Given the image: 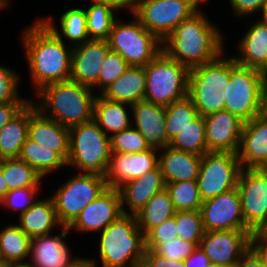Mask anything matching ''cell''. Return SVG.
<instances>
[{
  "label": "cell",
  "instance_id": "1",
  "mask_svg": "<svg viewBox=\"0 0 267 267\" xmlns=\"http://www.w3.org/2000/svg\"><path fill=\"white\" fill-rule=\"evenodd\" d=\"M21 34L35 93L46 85L70 80L73 46H66L40 18Z\"/></svg>",
  "mask_w": 267,
  "mask_h": 267
},
{
  "label": "cell",
  "instance_id": "2",
  "mask_svg": "<svg viewBox=\"0 0 267 267\" xmlns=\"http://www.w3.org/2000/svg\"><path fill=\"white\" fill-rule=\"evenodd\" d=\"M198 9L162 41V51L189 70L217 59L224 53V35Z\"/></svg>",
  "mask_w": 267,
  "mask_h": 267
},
{
  "label": "cell",
  "instance_id": "3",
  "mask_svg": "<svg viewBox=\"0 0 267 267\" xmlns=\"http://www.w3.org/2000/svg\"><path fill=\"white\" fill-rule=\"evenodd\" d=\"M94 92L73 80L61 81L39 90L35 95L40 100L34 103L44 116L71 128L93 120Z\"/></svg>",
  "mask_w": 267,
  "mask_h": 267
},
{
  "label": "cell",
  "instance_id": "4",
  "mask_svg": "<svg viewBox=\"0 0 267 267\" xmlns=\"http://www.w3.org/2000/svg\"><path fill=\"white\" fill-rule=\"evenodd\" d=\"M98 244L102 267H141L145 234L135 215L123 214L100 232Z\"/></svg>",
  "mask_w": 267,
  "mask_h": 267
},
{
  "label": "cell",
  "instance_id": "5",
  "mask_svg": "<svg viewBox=\"0 0 267 267\" xmlns=\"http://www.w3.org/2000/svg\"><path fill=\"white\" fill-rule=\"evenodd\" d=\"M202 66L190 69L188 78V97L199 115L224 110L227 85L231 75V56L223 57Z\"/></svg>",
  "mask_w": 267,
  "mask_h": 267
},
{
  "label": "cell",
  "instance_id": "6",
  "mask_svg": "<svg viewBox=\"0 0 267 267\" xmlns=\"http://www.w3.org/2000/svg\"><path fill=\"white\" fill-rule=\"evenodd\" d=\"M111 153L110 137L94 120L69 128L68 167L105 176Z\"/></svg>",
  "mask_w": 267,
  "mask_h": 267
},
{
  "label": "cell",
  "instance_id": "7",
  "mask_svg": "<svg viewBox=\"0 0 267 267\" xmlns=\"http://www.w3.org/2000/svg\"><path fill=\"white\" fill-rule=\"evenodd\" d=\"M144 101L168 106L188 96L189 69L161 51L144 66Z\"/></svg>",
  "mask_w": 267,
  "mask_h": 267
},
{
  "label": "cell",
  "instance_id": "8",
  "mask_svg": "<svg viewBox=\"0 0 267 267\" xmlns=\"http://www.w3.org/2000/svg\"><path fill=\"white\" fill-rule=\"evenodd\" d=\"M130 14L133 20L128 23L116 19L107 41L129 66L144 67L162 51V42Z\"/></svg>",
  "mask_w": 267,
  "mask_h": 267
},
{
  "label": "cell",
  "instance_id": "9",
  "mask_svg": "<svg viewBox=\"0 0 267 267\" xmlns=\"http://www.w3.org/2000/svg\"><path fill=\"white\" fill-rule=\"evenodd\" d=\"M265 73L236 63L231 56V75L224 110L244 123L259 116Z\"/></svg>",
  "mask_w": 267,
  "mask_h": 267
},
{
  "label": "cell",
  "instance_id": "10",
  "mask_svg": "<svg viewBox=\"0 0 267 267\" xmlns=\"http://www.w3.org/2000/svg\"><path fill=\"white\" fill-rule=\"evenodd\" d=\"M209 0H140L130 10L161 42Z\"/></svg>",
  "mask_w": 267,
  "mask_h": 267
},
{
  "label": "cell",
  "instance_id": "11",
  "mask_svg": "<svg viewBox=\"0 0 267 267\" xmlns=\"http://www.w3.org/2000/svg\"><path fill=\"white\" fill-rule=\"evenodd\" d=\"M106 177L81 173L62 183L50 196L62 227H69L91 201L107 189Z\"/></svg>",
  "mask_w": 267,
  "mask_h": 267
},
{
  "label": "cell",
  "instance_id": "12",
  "mask_svg": "<svg viewBox=\"0 0 267 267\" xmlns=\"http://www.w3.org/2000/svg\"><path fill=\"white\" fill-rule=\"evenodd\" d=\"M241 170L242 167L236 153H205L202 156L197 178L202 201L236 188Z\"/></svg>",
  "mask_w": 267,
  "mask_h": 267
},
{
  "label": "cell",
  "instance_id": "13",
  "mask_svg": "<svg viewBox=\"0 0 267 267\" xmlns=\"http://www.w3.org/2000/svg\"><path fill=\"white\" fill-rule=\"evenodd\" d=\"M237 190L245 225L252 232L267 227V169L242 168Z\"/></svg>",
  "mask_w": 267,
  "mask_h": 267
},
{
  "label": "cell",
  "instance_id": "14",
  "mask_svg": "<svg viewBox=\"0 0 267 267\" xmlns=\"http://www.w3.org/2000/svg\"><path fill=\"white\" fill-rule=\"evenodd\" d=\"M251 230L205 231L199 247L210 263L234 267L250 248Z\"/></svg>",
  "mask_w": 267,
  "mask_h": 267
},
{
  "label": "cell",
  "instance_id": "15",
  "mask_svg": "<svg viewBox=\"0 0 267 267\" xmlns=\"http://www.w3.org/2000/svg\"><path fill=\"white\" fill-rule=\"evenodd\" d=\"M199 211L205 231L250 230L245 225L237 187L204 201Z\"/></svg>",
  "mask_w": 267,
  "mask_h": 267
},
{
  "label": "cell",
  "instance_id": "16",
  "mask_svg": "<svg viewBox=\"0 0 267 267\" xmlns=\"http://www.w3.org/2000/svg\"><path fill=\"white\" fill-rule=\"evenodd\" d=\"M121 215L123 211L119 189L108 187L83 208L68 229L75 232L99 231L100 233Z\"/></svg>",
  "mask_w": 267,
  "mask_h": 267
},
{
  "label": "cell",
  "instance_id": "17",
  "mask_svg": "<svg viewBox=\"0 0 267 267\" xmlns=\"http://www.w3.org/2000/svg\"><path fill=\"white\" fill-rule=\"evenodd\" d=\"M207 152L238 153L244 122L229 111L204 116Z\"/></svg>",
  "mask_w": 267,
  "mask_h": 267
},
{
  "label": "cell",
  "instance_id": "18",
  "mask_svg": "<svg viewBox=\"0 0 267 267\" xmlns=\"http://www.w3.org/2000/svg\"><path fill=\"white\" fill-rule=\"evenodd\" d=\"M157 152L159 150L155 148L132 154L112 152L105 175L107 187L118 189L125 182L137 179L147 171L155 169L159 162Z\"/></svg>",
  "mask_w": 267,
  "mask_h": 267
},
{
  "label": "cell",
  "instance_id": "19",
  "mask_svg": "<svg viewBox=\"0 0 267 267\" xmlns=\"http://www.w3.org/2000/svg\"><path fill=\"white\" fill-rule=\"evenodd\" d=\"M109 51L107 40H89L73 47L70 80L92 88Z\"/></svg>",
  "mask_w": 267,
  "mask_h": 267
},
{
  "label": "cell",
  "instance_id": "20",
  "mask_svg": "<svg viewBox=\"0 0 267 267\" xmlns=\"http://www.w3.org/2000/svg\"><path fill=\"white\" fill-rule=\"evenodd\" d=\"M30 100L28 138L57 152L66 162L69 157V128L44 116Z\"/></svg>",
  "mask_w": 267,
  "mask_h": 267
},
{
  "label": "cell",
  "instance_id": "21",
  "mask_svg": "<svg viewBox=\"0 0 267 267\" xmlns=\"http://www.w3.org/2000/svg\"><path fill=\"white\" fill-rule=\"evenodd\" d=\"M132 126L145 138L150 148L162 149L170 145L165 129V106L140 101L129 106Z\"/></svg>",
  "mask_w": 267,
  "mask_h": 267
},
{
  "label": "cell",
  "instance_id": "22",
  "mask_svg": "<svg viewBox=\"0 0 267 267\" xmlns=\"http://www.w3.org/2000/svg\"><path fill=\"white\" fill-rule=\"evenodd\" d=\"M68 231V227H62L58 235L48 234L31 238V259L28 263L34 267H67L76 258L71 255L64 240L69 234Z\"/></svg>",
  "mask_w": 267,
  "mask_h": 267
},
{
  "label": "cell",
  "instance_id": "23",
  "mask_svg": "<svg viewBox=\"0 0 267 267\" xmlns=\"http://www.w3.org/2000/svg\"><path fill=\"white\" fill-rule=\"evenodd\" d=\"M237 155L242 168L267 167V121L257 116L244 123Z\"/></svg>",
  "mask_w": 267,
  "mask_h": 267
},
{
  "label": "cell",
  "instance_id": "24",
  "mask_svg": "<svg viewBox=\"0 0 267 267\" xmlns=\"http://www.w3.org/2000/svg\"><path fill=\"white\" fill-rule=\"evenodd\" d=\"M165 188L160 166L147 171L137 179L129 180L120 186L123 214L135 215L155 194ZM130 212L125 209V205Z\"/></svg>",
  "mask_w": 267,
  "mask_h": 267
},
{
  "label": "cell",
  "instance_id": "25",
  "mask_svg": "<svg viewBox=\"0 0 267 267\" xmlns=\"http://www.w3.org/2000/svg\"><path fill=\"white\" fill-rule=\"evenodd\" d=\"M251 23V24H250ZM249 30L238 43V55H232L236 63L249 68L267 72V27L257 19L249 20ZM240 52V53H239Z\"/></svg>",
  "mask_w": 267,
  "mask_h": 267
},
{
  "label": "cell",
  "instance_id": "26",
  "mask_svg": "<svg viewBox=\"0 0 267 267\" xmlns=\"http://www.w3.org/2000/svg\"><path fill=\"white\" fill-rule=\"evenodd\" d=\"M161 152V153H160ZM202 156L166 146L159 150L158 165L165 183L197 180Z\"/></svg>",
  "mask_w": 267,
  "mask_h": 267
},
{
  "label": "cell",
  "instance_id": "27",
  "mask_svg": "<svg viewBox=\"0 0 267 267\" xmlns=\"http://www.w3.org/2000/svg\"><path fill=\"white\" fill-rule=\"evenodd\" d=\"M100 95L110 101L135 104L144 101L145 71L143 66H129L113 83L107 86Z\"/></svg>",
  "mask_w": 267,
  "mask_h": 267
},
{
  "label": "cell",
  "instance_id": "28",
  "mask_svg": "<svg viewBox=\"0 0 267 267\" xmlns=\"http://www.w3.org/2000/svg\"><path fill=\"white\" fill-rule=\"evenodd\" d=\"M17 225L30 237L48 235L60 224L54 202L51 197L38 199L36 202L19 217Z\"/></svg>",
  "mask_w": 267,
  "mask_h": 267
},
{
  "label": "cell",
  "instance_id": "29",
  "mask_svg": "<svg viewBox=\"0 0 267 267\" xmlns=\"http://www.w3.org/2000/svg\"><path fill=\"white\" fill-rule=\"evenodd\" d=\"M128 106L131 105L107 100L99 94L94 101L93 120L107 136L112 137L132 126Z\"/></svg>",
  "mask_w": 267,
  "mask_h": 267
},
{
  "label": "cell",
  "instance_id": "30",
  "mask_svg": "<svg viewBox=\"0 0 267 267\" xmlns=\"http://www.w3.org/2000/svg\"><path fill=\"white\" fill-rule=\"evenodd\" d=\"M30 101L0 129V160L19 158L28 138Z\"/></svg>",
  "mask_w": 267,
  "mask_h": 267
},
{
  "label": "cell",
  "instance_id": "31",
  "mask_svg": "<svg viewBox=\"0 0 267 267\" xmlns=\"http://www.w3.org/2000/svg\"><path fill=\"white\" fill-rule=\"evenodd\" d=\"M61 40L68 39L73 47L90 40L87 32L86 11L83 8H70L59 19L60 30L52 17L40 18ZM73 43V44H72Z\"/></svg>",
  "mask_w": 267,
  "mask_h": 267
},
{
  "label": "cell",
  "instance_id": "32",
  "mask_svg": "<svg viewBox=\"0 0 267 267\" xmlns=\"http://www.w3.org/2000/svg\"><path fill=\"white\" fill-rule=\"evenodd\" d=\"M176 210L169 193L164 188L155 194L136 214L139 229L146 234L150 229L173 217Z\"/></svg>",
  "mask_w": 267,
  "mask_h": 267
},
{
  "label": "cell",
  "instance_id": "33",
  "mask_svg": "<svg viewBox=\"0 0 267 267\" xmlns=\"http://www.w3.org/2000/svg\"><path fill=\"white\" fill-rule=\"evenodd\" d=\"M31 238L17 225H7L0 230V259L5 262L27 263Z\"/></svg>",
  "mask_w": 267,
  "mask_h": 267
},
{
  "label": "cell",
  "instance_id": "34",
  "mask_svg": "<svg viewBox=\"0 0 267 267\" xmlns=\"http://www.w3.org/2000/svg\"><path fill=\"white\" fill-rule=\"evenodd\" d=\"M19 159L28 163L43 178L67 167V162L57 153L27 138L22 146Z\"/></svg>",
  "mask_w": 267,
  "mask_h": 267
},
{
  "label": "cell",
  "instance_id": "35",
  "mask_svg": "<svg viewBox=\"0 0 267 267\" xmlns=\"http://www.w3.org/2000/svg\"><path fill=\"white\" fill-rule=\"evenodd\" d=\"M85 11L90 40H108L119 9L105 3H90Z\"/></svg>",
  "mask_w": 267,
  "mask_h": 267
},
{
  "label": "cell",
  "instance_id": "36",
  "mask_svg": "<svg viewBox=\"0 0 267 267\" xmlns=\"http://www.w3.org/2000/svg\"><path fill=\"white\" fill-rule=\"evenodd\" d=\"M0 169L8 190L24 187H41L44 179L33 167L19 158L1 159Z\"/></svg>",
  "mask_w": 267,
  "mask_h": 267
},
{
  "label": "cell",
  "instance_id": "37",
  "mask_svg": "<svg viewBox=\"0 0 267 267\" xmlns=\"http://www.w3.org/2000/svg\"><path fill=\"white\" fill-rule=\"evenodd\" d=\"M165 109V129L169 141L199 116L198 111L188 96L165 106Z\"/></svg>",
  "mask_w": 267,
  "mask_h": 267
},
{
  "label": "cell",
  "instance_id": "38",
  "mask_svg": "<svg viewBox=\"0 0 267 267\" xmlns=\"http://www.w3.org/2000/svg\"><path fill=\"white\" fill-rule=\"evenodd\" d=\"M171 148L203 156L207 153L205 140V121L199 115L190 125L177 134L171 141Z\"/></svg>",
  "mask_w": 267,
  "mask_h": 267
},
{
  "label": "cell",
  "instance_id": "39",
  "mask_svg": "<svg viewBox=\"0 0 267 267\" xmlns=\"http://www.w3.org/2000/svg\"><path fill=\"white\" fill-rule=\"evenodd\" d=\"M165 188L176 211L200 210L203 201L197 180L165 183Z\"/></svg>",
  "mask_w": 267,
  "mask_h": 267
},
{
  "label": "cell",
  "instance_id": "40",
  "mask_svg": "<svg viewBox=\"0 0 267 267\" xmlns=\"http://www.w3.org/2000/svg\"><path fill=\"white\" fill-rule=\"evenodd\" d=\"M175 220L178 238L192 242L198 247L205 233L200 211H176Z\"/></svg>",
  "mask_w": 267,
  "mask_h": 267
},
{
  "label": "cell",
  "instance_id": "41",
  "mask_svg": "<svg viewBox=\"0 0 267 267\" xmlns=\"http://www.w3.org/2000/svg\"><path fill=\"white\" fill-rule=\"evenodd\" d=\"M110 139L112 152L132 154L150 149L143 135L133 126L114 134Z\"/></svg>",
  "mask_w": 267,
  "mask_h": 267
},
{
  "label": "cell",
  "instance_id": "42",
  "mask_svg": "<svg viewBox=\"0 0 267 267\" xmlns=\"http://www.w3.org/2000/svg\"><path fill=\"white\" fill-rule=\"evenodd\" d=\"M128 67L129 65L121 55L110 50L102 63L98 82L92 87V89L98 88L100 90V94L107 86L116 81Z\"/></svg>",
  "mask_w": 267,
  "mask_h": 267
},
{
  "label": "cell",
  "instance_id": "43",
  "mask_svg": "<svg viewBox=\"0 0 267 267\" xmlns=\"http://www.w3.org/2000/svg\"><path fill=\"white\" fill-rule=\"evenodd\" d=\"M38 187H24L9 190L5 197L0 201V206L18 211L19 216L26 212L37 200Z\"/></svg>",
  "mask_w": 267,
  "mask_h": 267
},
{
  "label": "cell",
  "instance_id": "44",
  "mask_svg": "<svg viewBox=\"0 0 267 267\" xmlns=\"http://www.w3.org/2000/svg\"><path fill=\"white\" fill-rule=\"evenodd\" d=\"M21 76L18 71L0 64V103L29 102V99L21 98L19 92Z\"/></svg>",
  "mask_w": 267,
  "mask_h": 267
},
{
  "label": "cell",
  "instance_id": "45",
  "mask_svg": "<svg viewBox=\"0 0 267 267\" xmlns=\"http://www.w3.org/2000/svg\"><path fill=\"white\" fill-rule=\"evenodd\" d=\"M196 248L194 243L177 237L171 241L159 243L152 251L166 259L184 261Z\"/></svg>",
  "mask_w": 267,
  "mask_h": 267
},
{
  "label": "cell",
  "instance_id": "46",
  "mask_svg": "<svg viewBox=\"0 0 267 267\" xmlns=\"http://www.w3.org/2000/svg\"><path fill=\"white\" fill-rule=\"evenodd\" d=\"M175 215L145 234L146 249L153 250L159 243L177 238Z\"/></svg>",
  "mask_w": 267,
  "mask_h": 267
},
{
  "label": "cell",
  "instance_id": "47",
  "mask_svg": "<svg viewBox=\"0 0 267 267\" xmlns=\"http://www.w3.org/2000/svg\"><path fill=\"white\" fill-rule=\"evenodd\" d=\"M230 6L238 18L254 16V13H260L267 0H229Z\"/></svg>",
  "mask_w": 267,
  "mask_h": 267
},
{
  "label": "cell",
  "instance_id": "48",
  "mask_svg": "<svg viewBox=\"0 0 267 267\" xmlns=\"http://www.w3.org/2000/svg\"><path fill=\"white\" fill-rule=\"evenodd\" d=\"M141 267H185L184 261H175L166 259L154 253L150 249H146Z\"/></svg>",
  "mask_w": 267,
  "mask_h": 267
},
{
  "label": "cell",
  "instance_id": "49",
  "mask_svg": "<svg viewBox=\"0 0 267 267\" xmlns=\"http://www.w3.org/2000/svg\"><path fill=\"white\" fill-rule=\"evenodd\" d=\"M250 248L260 258L264 267H267V235L263 231L251 234Z\"/></svg>",
  "mask_w": 267,
  "mask_h": 267
},
{
  "label": "cell",
  "instance_id": "50",
  "mask_svg": "<svg viewBox=\"0 0 267 267\" xmlns=\"http://www.w3.org/2000/svg\"><path fill=\"white\" fill-rule=\"evenodd\" d=\"M28 102L0 103V129L7 124Z\"/></svg>",
  "mask_w": 267,
  "mask_h": 267
},
{
  "label": "cell",
  "instance_id": "51",
  "mask_svg": "<svg viewBox=\"0 0 267 267\" xmlns=\"http://www.w3.org/2000/svg\"><path fill=\"white\" fill-rule=\"evenodd\" d=\"M209 264V258L199 246L184 260L185 267H208Z\"/></svg>",
  "mask_w": 267,
  "mask_h": 267
},
{
  "label": "cell",
  "instance_id": "52",
  "mask_svg": "<svg viewBox=\"0 0 267 267\" xmlns=\"http://www.w3.org/2000/svg\"><path fill=\"white\" fill-rule=\"evenodd\" d=\"M234 267H264L257 254L249 248Z\"/></svg>",
  "mask_w": 267,
  "mask_h": 267
},
{
  "label": "cell",
  "instance_id": "53",
  "mask_svg": "<svg viewBox=\"0 0 267 267\" xmlns=\"http://www.w3.org/2000/svg\"><path fill=\"white\" fill-rule=\"evenodd\" d=\"M67 267H98L95 258L76 257Z\"/></svg>",
  "mask_w": 267,
  "mask_h": 267
},
{
  "label": "cell",
  "instance_id": "54",
  "mask_svg": "<svg viewBox=\"0 0 267 267\" xmlns=\"http://www.w3.org/2000/svg\"><path fill=\"white\" fill-rule=\"evenodd\" d=\"M259 116L267 121V82L265 81L261 92Z\"/></svg>",
  "mask_w": 267,
  "mask_h": 267
},
{
  "label": "cell",
  "instance_id": "55",
  "mask_svg": "<svg viewBox=\"0 0 267 267\" xmlns=\"http://www.w3.org/2000/svg\"><path fill=\"white\" fill-rule=\"evenodd\" d=\"M90 3H105L115 6L117 9H123V0H91Z\"/></svg>",
  "mask_w": 267,
  "mask_h": 267
},
{
  "label": "cell",
  "instance_id": "56",
  "mask_svg": "<svg viewBox=\"0 0 267 267\" xmlns=\"http://www.w3.org/2000/svg\"><path fill=\"white\" fill-rule=\"evenodd\" d=\"M8 191H9L8 186L5 182V178L2 173V170L0 169V201L5 197Z\"/></svg>",
  "mask_w": 267,
  "mask_h": 267
},
{
  "label": "cell",
  "instance_id": "57",
  "mask_svg": "<svg viewBox=\"0 0 267 267\" xmlns=\"http://www.w3.org/2000/svg\"><path fill=\"white\" fill-rule=\"evenodd\" d=\"M139 1L140 0H123V9H127L129 13L131 8Z\"/></svg>",
  "mask_w": 267,
  "mask_h": 267
},
{
  "label": "cell",
  "instance_id": "58",
  "mask_svg": "<svg viewBox=\"0 0 267 267\" xmlns=\"http://www.w3.org/2000/svg\"><path fill=\"white\" fill-rule=\"evenodd\" d=\"M261 16L259 20L265 24L267 27V4L264 6V8L261 10Z\"/></svg>",
  "mask_w": 267,
  "mask_h": 267
},
{
  "label": "cell",
  "instance_id": "59",
  "mask_svg": "<svg viewBox=\"0 0 267 267\" xmlns=\"http://www.w3.org/2000/svg\"><path fill=\"white\" fill-rule=\"evenodd\" d=\"M10 2L9 0H0V10L2 9H9L8 6H9Z\"/></svg>",
  "mask_w": 267,
  "mask_h": 267
},
{
  "label": "cell",
  "instance_id": "60",
  "mask_svg": "<svg viewBox=\"0 0 267 267\" xmlns=\"http://www.w3.org/2000/svg\"><path fill=\"white\" fill-rule=\"evenodd\" d=\"M11 267H34L30 263H13Z\"/></svg>",
  "mask_w": 267,
  "mask_h": 267
},
{
  "label": "cell",
  "instance_id": "61",
  "mask_svg": "<svg viewBox=\"0 0 267 267\" xmlns=\"http://www.w3.org/2000/svg\"><path fill=\"white\" fill-rule=\"evenodd\" d=\"M0 267H11V263L5 262L2 259H0Z\"/></svg>",
  "mask_w": 267,
  "mask_h": 267
},
{
  "label": "cell",
  "instance_id": "62",
  "mask_svg": "<svg viewBox=\"0 0 267 267\" xmlns=\"http://www.w3.org/2000/svg\"><path fill=\"white\" fill-rule=\"evenodd\" d=\"M208 267H228V266L222 264L210 263Z\"/></svg>",
  "mask_w": 267,
  "mask_h": 267
},
{
  "label": "cell",
  "instance_id": "63",
  "mask_svg": "<svg viewBox=\"0 0 267 267\" xmlns=\"http://www.w3.org/2000/svg\"><path fill=\"white\" fill-rule=\"evenodd\" d=\"M263 232L267 235V227L263 230Z\"/></svg>",
  "mask_w": 267,
  "mask_h": 267
},
{
  "label": "cell",
  "instance_id": "64",
  "mask_svg": "<svg viewBox=\"0 0 267 267\" xmlns=\"http://www.w3.org/2000/svg\"><path fill=\"white\" fill-rule=\"evenodd\" d=\"M265 81L267 82V72L265 73Z\"/></svg>",
  "mask_w": 267,
  "mask_h": 267
}]
</instances>
